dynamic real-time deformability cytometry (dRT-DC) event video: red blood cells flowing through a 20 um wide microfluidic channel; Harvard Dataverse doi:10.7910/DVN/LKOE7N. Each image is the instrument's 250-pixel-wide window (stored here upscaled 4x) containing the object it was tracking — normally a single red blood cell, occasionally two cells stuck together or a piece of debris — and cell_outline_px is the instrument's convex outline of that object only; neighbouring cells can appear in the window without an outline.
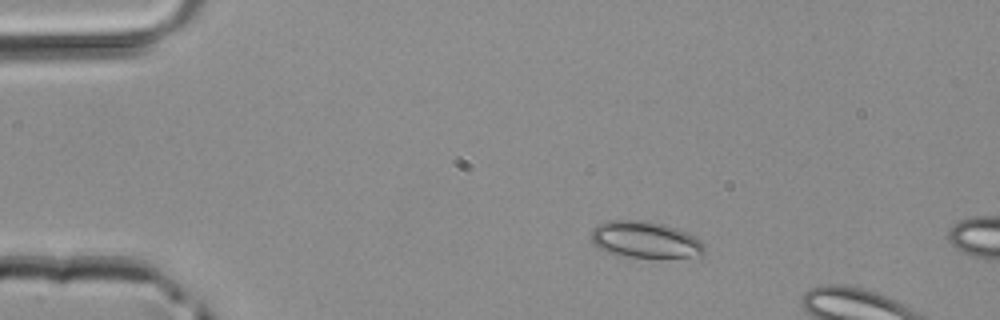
{"species": "common noctule bat (a hibernating species)", "species_latin": "Nyctalus noctula", "temperature_condition": "room temperature", "stored_images_in_passage": 3, "camera_frame_rate_fps": 3000, "um_per_image_px": 0.085, "animal": {"sex": "male", "body_mass_g": 20.4}, "frame": {"image": 1, "passage_image": 3, "time_ms": 0.667, "image_size_px": [1000, 320], "cell_outline_px": [[704, 256], [660, 260], [628, 256], [608, 252], [596, 248], [592, 240], [592, 228], [596, 224], [608, 220], [648, 220], [664, 224], [688, 232], [700, 240], [704, 244]], "centroid_in_image_um": [54.89, 20.4], "position_along_channel_um": 30.1, "area_um2": 25.09}}